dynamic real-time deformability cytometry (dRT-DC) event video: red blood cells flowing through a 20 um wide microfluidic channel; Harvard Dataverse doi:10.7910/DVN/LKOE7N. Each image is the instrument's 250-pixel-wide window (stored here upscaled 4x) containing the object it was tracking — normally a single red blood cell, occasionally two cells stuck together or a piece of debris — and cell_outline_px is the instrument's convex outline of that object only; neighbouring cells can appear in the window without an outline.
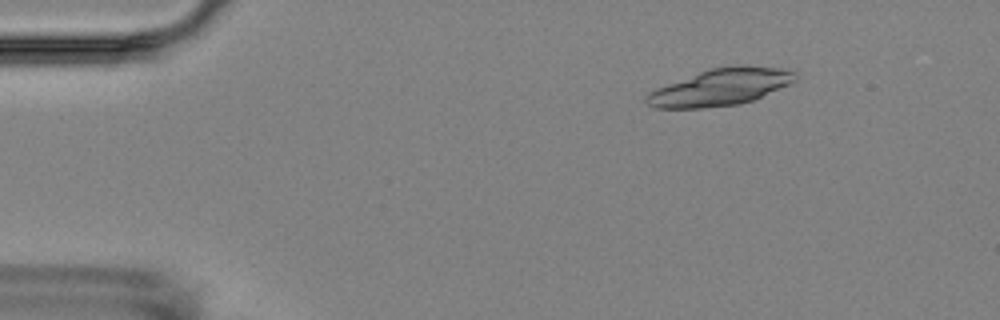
{"species": "Egyptian fruit bat (a non-hibernating species)", "species_latin": "Rousettus aegyptiacus", "temperature_condition": "room temperature", "stored_images_in_passage": 6, "camera_frame_rate_fps": 3000, "um_per_image_px": 0.085, "animal": {"sex": "female"}, "frame": {"image": 1, "passage_image": 3, "time_ms": 2.333, "image_size_px": [1000, 320], "cell_outline_px": [[796, 80], [788, 84], [752, 100], [740, 104], [700, 108], [656, 108], [648, 104], [644, 100], [644, 96], [648, 92], [656, 88], [708, 68], [732, 64], [748, 64], [780, 68], [796, 72]], "centroid_in_image_um": [61.21, 7.38], "position_along_channel_um": 23.8, "area_um2": 32.14}}